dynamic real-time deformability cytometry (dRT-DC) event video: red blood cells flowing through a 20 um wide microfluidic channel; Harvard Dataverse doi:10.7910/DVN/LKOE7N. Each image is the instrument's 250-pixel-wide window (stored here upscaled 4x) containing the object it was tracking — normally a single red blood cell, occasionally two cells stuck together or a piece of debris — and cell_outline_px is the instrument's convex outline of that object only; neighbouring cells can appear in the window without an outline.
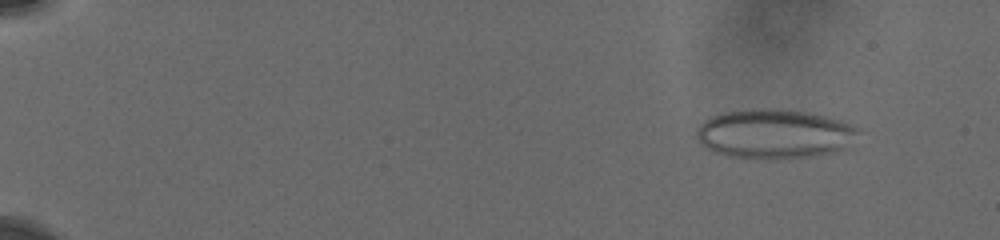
{"species": "human", "species_latin": "Homo sapiens", "temperature_condition": "cold", "stored_images_in_passage": 13, "camera_frame_rate_fps": 3000, "um_per_image_px": 0.085, "donor": {"sex": "male"}, "frame": {"image": 1, "passage_image": 6, "time_ms": 1.667, "image_size_px": [1000, 240], "cell_outline_px": [[860, 132], [848, 148], [832, 152], [808, 156], [768, 160], [764, 160], [728, 156], [716, 152], [700, 144], [696, 140], [696, 128], [700, 124], [712, 116], [728, 112], [764, 108], [808, 112], [840, 120], [852, 124], [860, 128]], "centroid_in_image_um": [65.84, 11.4], "position_along_channel_um": 19.2, "area_um2": 46.64}}
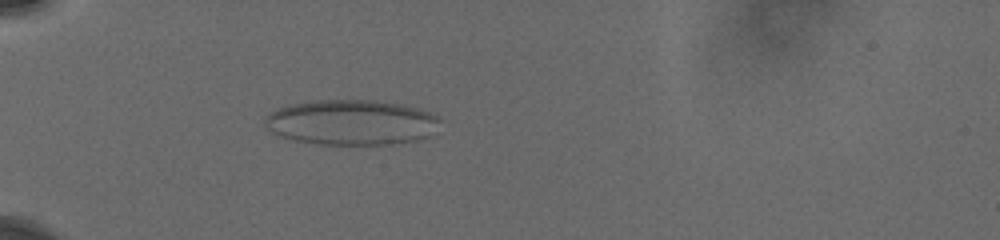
{"frame": {"image": 2, "passage_image": 11, "time_ms": 6.0, "image_size_px": [1000, 240], "cell_outline_px": [[440, 120], [428, 136], [416, 140], [392, 144], [316, 144], [292, 140], [280, 136], [272, 132], [264, 124], [264, 116], [280, 108], [292, 104], [320, 100], [372, 100], [396, 104], [428, 112], [436, 116]], "centroid_in_image_um": [29.79, 10.41], "position_along_channel_um": 55.2, "area_um2": 45.49}}
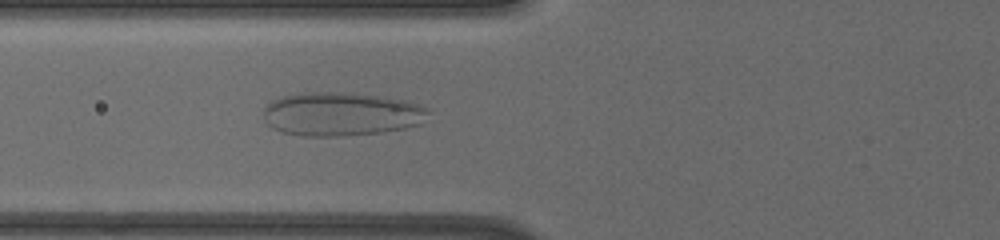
{"frame": {"image": 3, "passage_image": 13, "time_ms": 7.667, "image_size_px": [1000, 240], "cell_outline_px": [[428, 112], [420, 124], [404, 128], [380, 132], [340, 136], [304, 136], [284, 132], [272, 128], [268, 124], [264, 116], [264, 108], [272, 100], [284, 96], [300, 92], [344, 92], [380, 96], [404, 100], [428, 108]], "centroid_in_image_um": [28.97, 9.68], "position_along_channel_um": 96.8, "area_um2": 41.67}}